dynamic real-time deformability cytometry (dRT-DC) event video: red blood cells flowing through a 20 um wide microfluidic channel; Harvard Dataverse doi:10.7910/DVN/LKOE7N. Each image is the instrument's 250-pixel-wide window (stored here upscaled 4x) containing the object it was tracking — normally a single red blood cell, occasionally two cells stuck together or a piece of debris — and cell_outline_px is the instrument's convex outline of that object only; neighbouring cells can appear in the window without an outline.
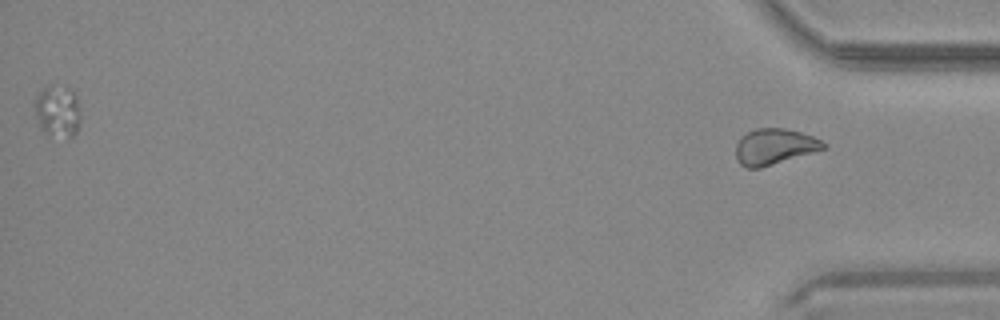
{"species": "common noctule bat (a hibernating species)", "species_latin": "Nyctalus noctula", "temperature_condition": "warm", "stored_images_in_passage": 42, "segment_of_instrument_passage": [2, 2], "camera_frame_rate_fps": 3000, "um_per_image_px": 0.085, "animal": {"sex": "male", "body_mass_g": 20.4}, "frame": {"image": 1, "passage_image": 42, "time_ms": 13.667, "image_size_px": [1000, 320], "cell_outline_px": [[828, 148], [760, 168], [748, 168], [740, 164], [736, 156], [736, 144], [748, 132], [756, 128], [784, 128], [800, 132], [812, 136], [828, 144]], "centroid_in_image_um": [65.86, 12.47], "position_along_channel_um": 369.3, "area_um2": 18.21}}